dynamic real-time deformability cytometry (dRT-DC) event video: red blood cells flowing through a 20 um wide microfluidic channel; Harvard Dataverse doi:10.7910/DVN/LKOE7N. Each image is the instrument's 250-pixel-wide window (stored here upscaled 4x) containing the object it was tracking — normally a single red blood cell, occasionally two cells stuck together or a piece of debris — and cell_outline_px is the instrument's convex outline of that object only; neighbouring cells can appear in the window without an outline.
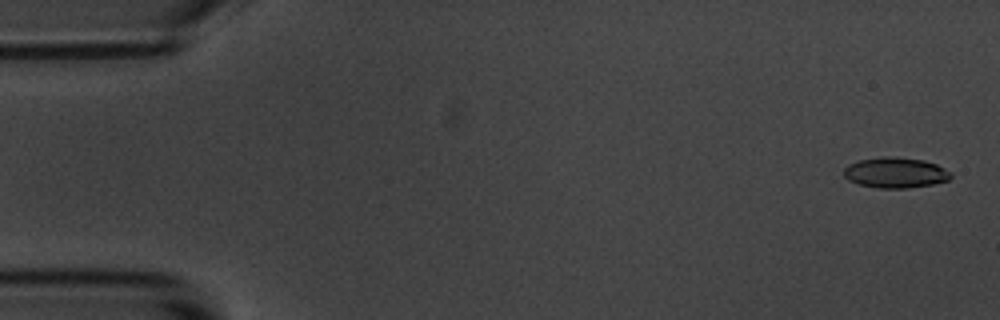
{"species": "common noctule bat (a hibernating species)", "species_latin": "Nyctalus noctula", "temperature_condition": "room temperature", "stored_images_in_passage": 4, "camera_frame_rate_fps": 3000, "um_per_image_px": 0.085, "animal": {"sex": "male", "body_mass_g": 20.1, "forearm_length_mm": 53.5}, "frame": {"image": 1, "passage_image": 1, "time_ms": 0.0, "image_size_px": [1000, 320], "cell_outline_px": [[952, 176], [948, 180], [932, 184], [908, 188], [880, 188], [860, 184], [848, 180], [844, 176], [844, 168], [848, 164], [860, 160], [884, 156], [896, 156], [924, 160], [936, 164], [952, 172]], "centroid_in_image_um": [76.12, 14.66], "position_along_channel_um": 8.9, "area_um2": 19.07}}
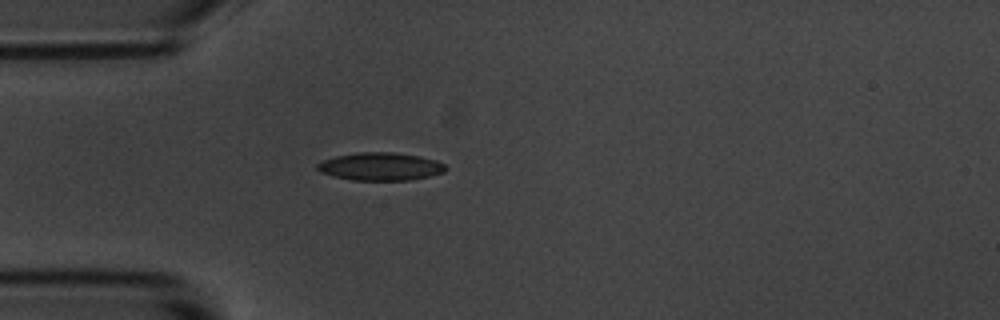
{"frame": {"image": 2, "passage_image": 4, "time_ms": 4.667, "image_size_px": [1000, 320], "cell_outline_px": [[448, 168], [444, 172], [412, 180], [352, 180], [332, 176], [320, 172], [316, 168], [316, 164], [324, 160], [336, 156], [356, 152], [396, 152], [420, 156], [436, 160], [444, 164]], "centroid_in_image_um": [32.34, 14.15], "position_along_channel_um": 52.7, "area_um2": 20.98}}